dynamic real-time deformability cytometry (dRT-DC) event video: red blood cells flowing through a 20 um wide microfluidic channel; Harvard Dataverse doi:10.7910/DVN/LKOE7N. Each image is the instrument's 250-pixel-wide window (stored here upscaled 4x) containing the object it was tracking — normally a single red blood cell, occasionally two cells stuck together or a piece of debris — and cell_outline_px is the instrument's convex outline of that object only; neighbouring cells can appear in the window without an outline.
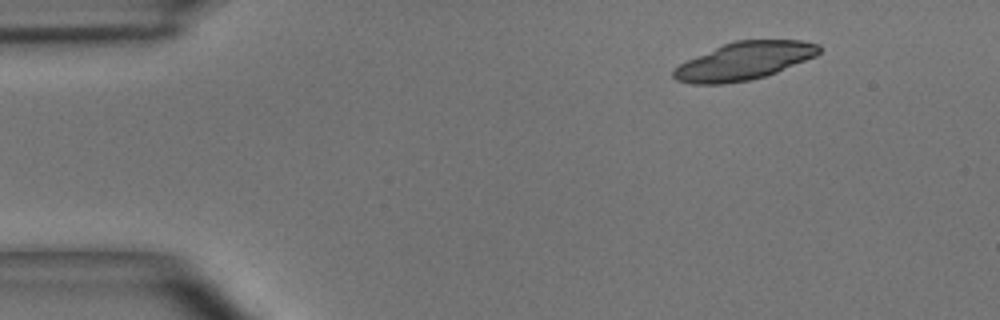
{"species": "common noctule bat (a hibernating species)", "species_latin": "Nyctalus noctula", "temperature_condition": "room temperature", "stored_images_in_passage": 3, "camera_frame_rate_fps": 3000, "um_per_image_px": 0.085, "animal": {"sex": "male", "body_mass_g": 15.6}, "frame": {"image": 1, "passage_image": 1, "time_ms": 0.0, "image_size_px": [1000, 320], "cell_outline_px": [[820, 52], [816, 56], [776, 72], [764, 76], [748, 80], [724, 84], [692, 84], [676, 80], [672, 76], [672, 72], [680, 64], [696, 56], [724, 44], [736, 40], [800, 40], [820, 44]], "centroid_in_image_um": [63.26, 5.18], "position_along_channel_um": 21.7, "area_um2": 31.67}}